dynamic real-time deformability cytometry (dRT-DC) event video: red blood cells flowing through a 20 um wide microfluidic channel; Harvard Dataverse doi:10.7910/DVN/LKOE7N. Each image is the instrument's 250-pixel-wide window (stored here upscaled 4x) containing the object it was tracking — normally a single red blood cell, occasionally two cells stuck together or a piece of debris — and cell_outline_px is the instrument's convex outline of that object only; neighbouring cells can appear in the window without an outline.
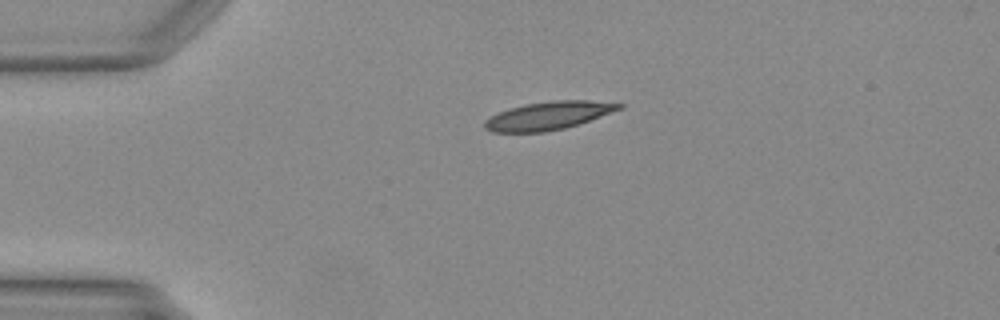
{"species": "Egyptian fruit bat (a non-hibernating species)", "species_latin": "Rousettus aegyptiacus", "temperature_condition": "warm", "stored_images_in_passage": 39, "camera_frame_rate_fps": 3000, "um_per_image_px": 0.085, "animal": {"sex": "female"}, "frame": {"image": 1, "passage_image": 1, "time_ms": 0.0, "image_size_px": [1000, 320], "cell_outline_px": [[624, 108], [564, 128], [544, 132], [492, 132], [484, 128], [484, 120], [508, 108], [524, 104], [552, 100], [588, 100], [624, 104]], "centroid_in_image_um": [46.59, 9.82], "position_along_channel_um": 38.4, "area_um2": 21.85}}
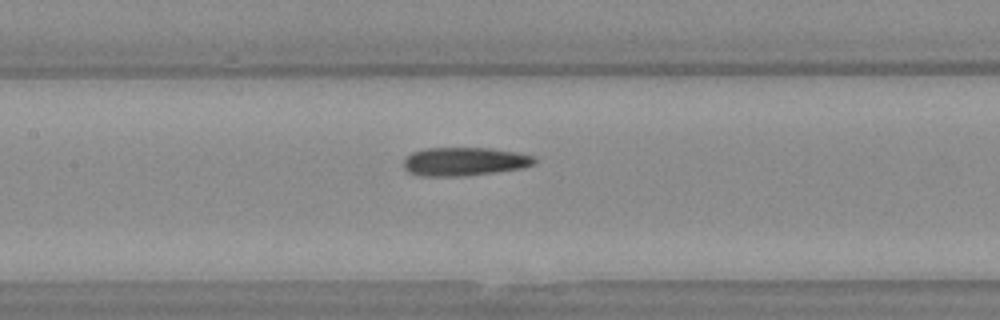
{"frame": {"image": 2, "passage_image": 13, "time_ms": 4.0, "image_size_px": [1000, 320], "cell_outline_px": [[536, 164], [520, 168], [496, 172], [464, 176], [420, 176], [408, 172], [404, 168], [404, 160], [412, 152], [424, 148], [492, 148], [516, 152], [536, 156]], "centroid_in_image_um": [39.49, 13.73], "position_along_channel_um": 167.9, "area_um2": 21.85}}
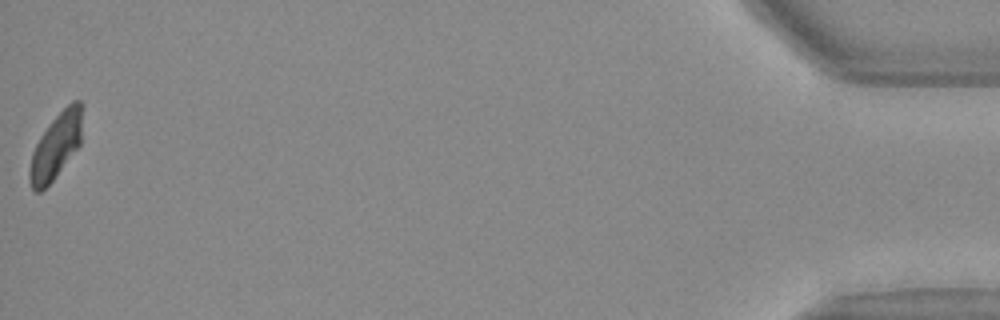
{"frame": {"image": 3, "passage_image": 39, "time_ms": 12.667, "image_size_px": [1000, 320], "cell_outline_px": [[84, 104], [80, 144], [52, 180], [40, 192], [36, 192], [32, 188], [28, 176], [28, 172], [32, 152], [40, 136], [48, 124], [72, 100], [80, 100]], "centroid_in_image_um": [4.77, 12.35], "position_along_channel_um": 430.4, "area_um2": 20.11}}